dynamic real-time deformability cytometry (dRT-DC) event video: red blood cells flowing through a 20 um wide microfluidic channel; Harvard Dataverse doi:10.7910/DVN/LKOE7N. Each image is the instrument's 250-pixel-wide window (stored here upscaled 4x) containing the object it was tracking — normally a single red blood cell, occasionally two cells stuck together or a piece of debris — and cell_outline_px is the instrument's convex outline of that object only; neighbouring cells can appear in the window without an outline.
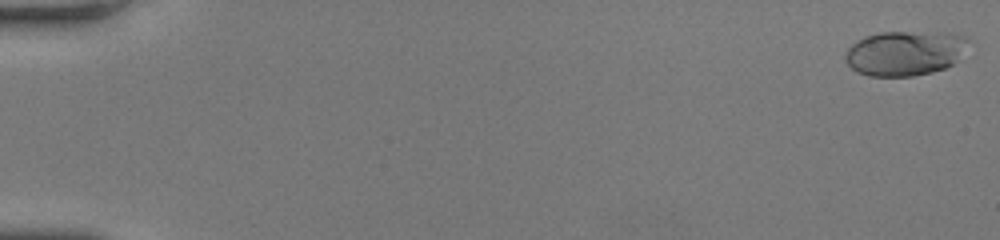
{"species": "human", "species_latin": "Homo sapiens", "temperature_condition": "room temperature", "stored_images_in_passage": 54, "camera_frame_rate_fps": 3000, "um_per_image_px": 0.085, "donor": {"sex": "female"}, "frame": {"image": 1, "passage_image": 1, "time_ms": 0.0, "image_size_px": [1000, 240], "cell_outline_px": [[968, 40], [956, 60], [952, 64], [944, 68], [932, 72], [912, 76], [868, 76], [856, 72], [848, 64], [844, 56], [848, 48], [856, 40], [864, 36], [880, 32], [944, 32], [968, 36]], "centroid_in_image_um": [76.86, 4.5], "position_along_channel_um": 8.1, "area_um2": 32.08}}
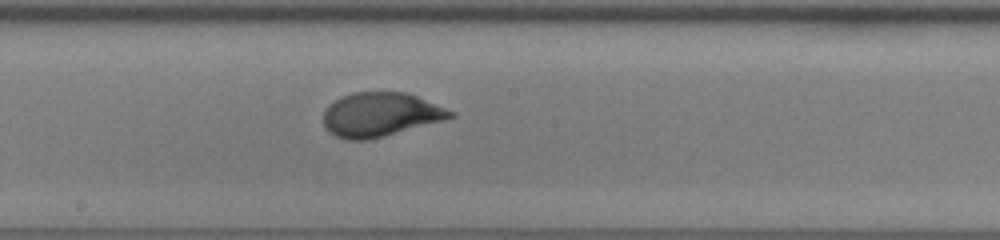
{"frame": {"image": 2, "passage_image": 31, "time_ms": 10.0, "image_size_px": [1000, 240], "cell_outline_px": [[456, 116], [384, 136], [368, 140], [344, 140], [328, 132], [324, 128], [324, 108], [328, 104], [352, 92], [408, 92], [456, 112]], "centroid_in_image_um": [32.3, 9.74], "position_along_channel_um": 215.9, "area_um2": 32.6}}
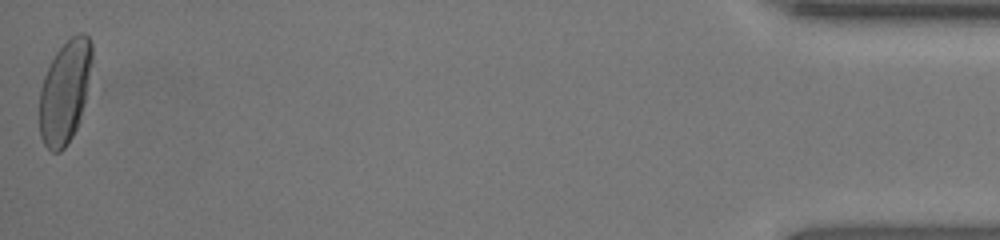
{"frame": {"image": 3, "passage_image": 54, "time_ms": 17.667, "image_size_px": [1000, 240], "cell_outline_px": [[92, 60], [84, 104], [80, 120], [72, 136], [64, 148], [60, 152], [52, 152], [44, 144], [40, 136], [40, 88], [44, 76], [56, 52], [72, 36], [80, 32], [84, 32], [88, 36], [92, 44]], "centroid_in_image_um": [5.52, 7.8], "position_along_channel_um": 429.7, "area_um2": 31.27}, "authors_computed_cell_mechanics": {"area_um2": 31.9345, "velocity_mm_per_s": 3.931, "shape_relaxation_time_tau1_ms": 3.2292, "shape_relaxation_time_tau2_ms": null, "deformation_change_tau1": 0.1779, "deformation_change_tau2": null}}